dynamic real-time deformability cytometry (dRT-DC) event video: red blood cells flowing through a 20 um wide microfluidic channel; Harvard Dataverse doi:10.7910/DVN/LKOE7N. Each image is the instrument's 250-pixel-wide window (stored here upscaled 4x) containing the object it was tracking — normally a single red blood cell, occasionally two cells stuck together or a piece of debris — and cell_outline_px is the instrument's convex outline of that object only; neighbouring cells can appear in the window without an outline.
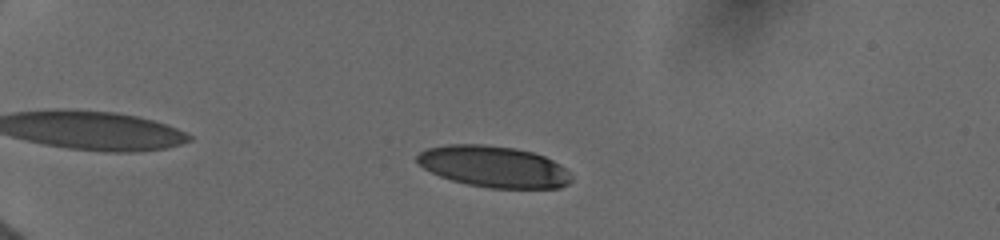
{"species": "human", "species_latin": "Homo sapiens", "temperature_condition": "cold", "stored_images_in_passage": 56, "camera_frame_rate_fps": 3000, "um_per_image_px": 0.085, "donor": {"sex": "female"}, "frame": {"image": 1, "passage_image": 15, "time_ms": 3.0, "image_size_px": [1000, 240], "cell_outline_px": [[572, 180], [568, 184], [560, 188], [492, 188], [468, 184], [452, 180], [440, 176], [424, 168], [416, 160], [416, 156], [420, 152], [428, 148], [448, 144], [484, 144], [516, 148], [532, 152], [544, 156], [560, 164], [572, 176]], "centroid_in_image_um": [41.98, 14.16], "position_along_channel_um": 43.0, "area_um2": 37.11}}
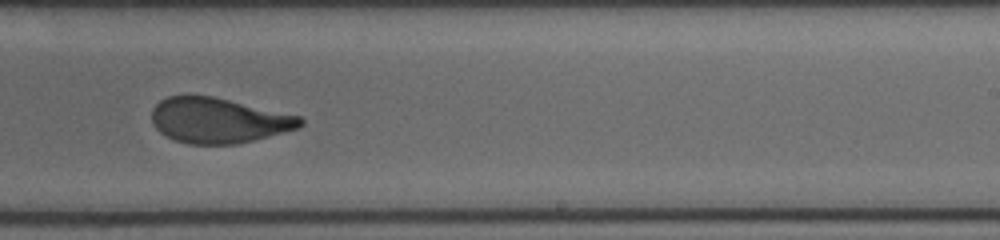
{"frame": {"image": 2, "passage_image": 33, "time_ms": 10.333, "image_size_px": [1000, 240], "cell_outline_px": [[304, 124], [300, 128], [236, 144], [188, 144], [176, 140], [160, 132], [152, 124], [152, 108], [160, 100], [168, 96], [212, 96], [300, 116], [304, 120]], "centroid_in_image_um": [18.57, 10.24], "position_along_channel_um": 270.4, "area_um2": 38.9}}
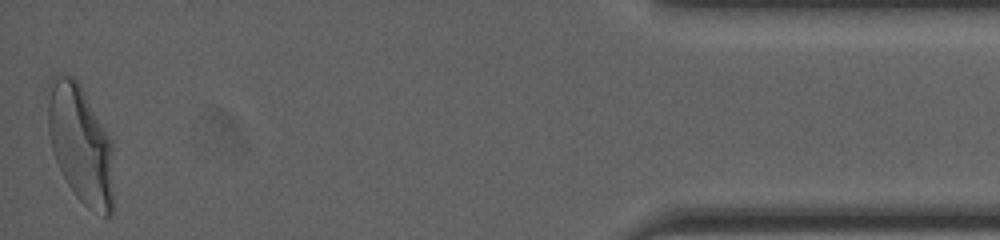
{"frame": {"image": 3, "passage_image": 55, "time_ms": 16.0, "image_size_px": [1000, 240], "cell_outline_px": [[112, 216], [104, 216], [88, 208], [76, 196], [68, 184], [56, 160], [52, 148], [48, 128], [48, 84], [52, 76], [72, 76], [80, 84], [108, 136], [112, 144]], "centroid_in_image_um": [6.83, 12.26], "position_along_channel_um": 428.4, "area_um2": 44.62}, "authors_computed_cell_mechanics": {"area_um2": 40.3733, "velocity_mm_per_s": 3.93, "shape_relaxation_time_tau1_ms": 4.8328, "shape_relaxation_time_tau2_ms": 0.9917, "deformation_change_tau1": 0.2001, "deformation_change_tau2": 0.0751}}